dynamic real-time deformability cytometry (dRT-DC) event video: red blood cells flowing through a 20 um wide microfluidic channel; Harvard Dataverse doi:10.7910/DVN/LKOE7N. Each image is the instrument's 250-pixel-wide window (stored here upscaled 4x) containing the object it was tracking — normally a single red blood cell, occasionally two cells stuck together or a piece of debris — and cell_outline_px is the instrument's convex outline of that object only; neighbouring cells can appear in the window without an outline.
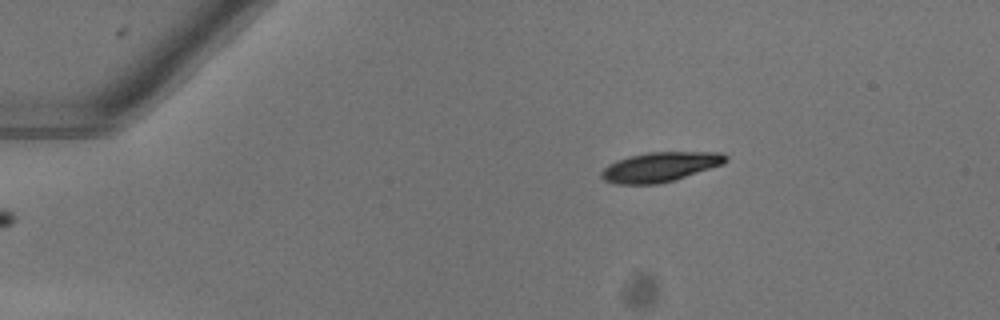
{"species": "common noctule bat (a hibernating species)", "species_latin": "Nyctalus noctula", "temperature_condition": "warm", "stored_images_in_passage": 6, "camera_frame_rate_fps": 3000, "um_per_image_px": 0.085, "animal": {"sex": "female"}, "frame": {"image": 1, "passage_image": 1, "time_ms": 0.0, "image_size_px": [1000, 320], "cell_outline_px": [[728, 160], [724, 164], [672, 180], [656, 184], [616, 184], [604, 180], [600, 176], [600, 172], [608, 164], [616, 160], [628, 156], [648, 152], [724, 152], [728, 156]], "centroid_in_image_um": [56.1, 14.17], "position_along_channel_um": 28.9, "area_um2": 21.5}}